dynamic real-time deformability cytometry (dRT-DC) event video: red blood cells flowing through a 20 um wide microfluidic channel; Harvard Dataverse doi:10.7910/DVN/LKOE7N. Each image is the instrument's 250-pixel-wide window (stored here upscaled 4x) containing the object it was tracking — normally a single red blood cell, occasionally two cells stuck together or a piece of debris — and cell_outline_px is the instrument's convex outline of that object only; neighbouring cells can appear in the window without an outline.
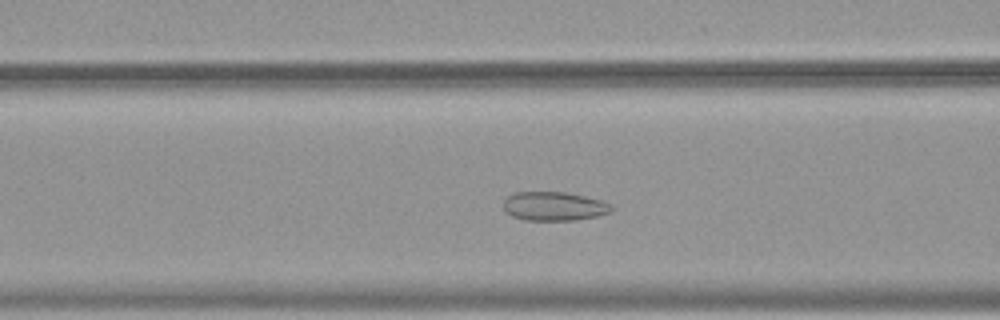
{"species": "common noctule bat (a hibernating species)", "species_latin": "Nyctalus noctula", "temperature_condition": "warm", "stored_images_in_passage": 47, "camera_frame_rate_fps": 3000, "um_per_image_px": 0.085, "animal": {"sex": "female", "body_mass_g": 19.9}, "frame": {"image": 1, "passage_image": 15, "time_ms": 4.667, "image_size_px": [1000, 320], "cell_outline_px": [[616, 208], [612, 212], [596, 216], [576, 220], [524, 220], [512, 216], [504, 212], [504, 200], [508, 196], [516, 192], [564, 192], [584, 196], [600, 200], [612, 204]], "centroid_in_image_um": [47.12, 17.53], "position_along_channel_um": 119.5, "area_um2": 18.32}}
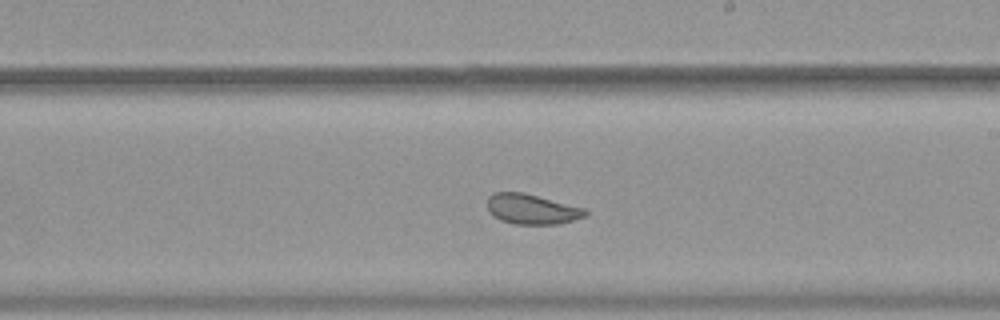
{"frame": {"image": 2, "passage_image": 25, "time_ms": 8.0, "image_size_px": [1000, 320], "cell_outline_px": [[588, 216], [560, 224], [516, 224], [500, 220], [492, 216], [488, 212], [488, 196], [492, 192], [524, 192], [584, 208], [588, 212]], "centroid_in_image_um": [45.2, 17.78], "position_along_channel_um": 243.8, "area_um2": 17.4}}
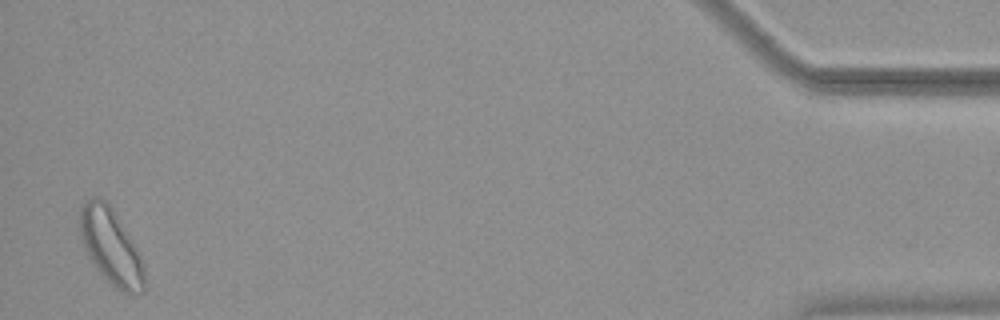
{"frame": {"image": 3, "passage_image": 46, "time_ms": 15.0, "image_size_px": [1000, 320], "cell_outline_px": [[144, 292], [132, 296], [116, 288], [100, 272], [84, 248], [80, 232], [80, 208], [92, 196], [96, 196], [104, 200], [112, 208], [136, 248], [144, 264]], "centroid_in_image_um": [9.45, 20.98], "position_along_channel_um": 425.8, "area_um2": 27.86}, "authors_computed_cell_mechanics": {"area_um2": 20.6346, "velocity_mm_per_s": 3.7427, "shape_relaxation_time_tau1_ms": null, "shape_relaxation_time_tau2_ms": 0.9008, "deformation_change_tau1": null, "deformation_change_tau2": 0.0683}}